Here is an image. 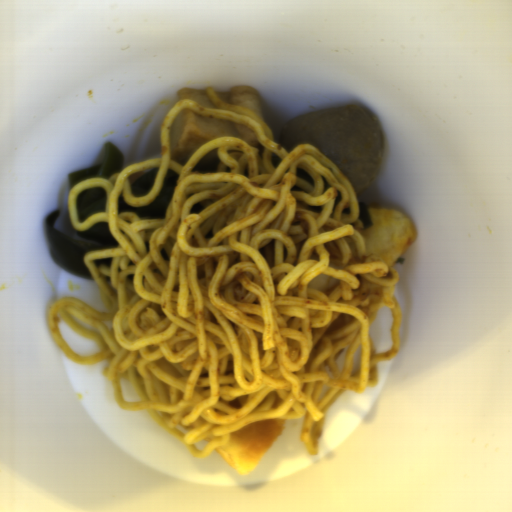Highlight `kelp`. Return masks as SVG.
I'll use <instances>...</instances> for the list:
<instances>
[{
  "instance_id": "kelp-1",
  "label": "kelp",
  "mask_w": 512,
  "mask_h": 512,
  "mask_svg": "<svg viewBox=\"0 0 512 512\" xmlns=\"http://www.w3.org/2000/svg\"><path fill=\"white\" fill-rule=\"evenodd\" d=\"M61 211L54 210L46 218L48 252L54 261L74 277L96 280L86 265V253L100 250L75 240L56 228Z\"/></svg>"
},
{
  "instance_id": "kelp-2",
  "label": "kelp",
  "mask_w": 512,
  "mask_h": 512,
  "mask_svg": "<svg viewBox=\"0 0 512 512\" xmlns=\"http://www.w3.org/2000/svg\"><path fill=\"white\" fill-rule=\"evenodd\" d=\"M124 170V151L111 142L101 148L92 166L70 173L68 175L72 188L84 179L107 178L111 179Z\"/></svg>"
},
{
  "instance_id": "kelp-3",
  "label": "kelp",
  "mask_w": 512,
  "mask_h": 512,
  "mask_svg": "<svg viewBox=\"0 0 512 512\" xmlns=\"http://www.w3.org/2000/svg\"><path fill=\"white\" fill-rule=\"evenodd\" d=\"M179 177L178 172L171 168L168 169L157 197L146 206H132L125 201L123 195H120L118 197L117 214L121 212H135L141 219L163 220L166 218V213L174 196Z\"/></svg>"
},
{
  "instance_id": "kelp-4",
  "label": "kelp",
  "mask_w": 512,
  "mask_h": 512,
  "mask_svg": "<svg viewBox=\"0 0 512 512\" xmlns=\"http://www.w3.org/2000/svg\"><path fill=\"white\" fill-rule=\"evenodd\" d=\"M78 221L84 222L99 212H106L107 193L102 187L81 191L76 199Z\"/></svg>"
},
{
  "instance_id": "kelp-5",
  "label": "kelp",
  "mask_w": 512,
  "mask_h": 512,
  "mask_svg": "<svg viewBox=\"0 0 512 512\" xmlns=\"http://www.w3.org/2000/svg\"><path fill=\"white\" fill-rule=\"evenodd\" d=\"M76 232L80 238L98 243L106 249L118 247L120 244L110 232L108 222L106 221L97 222L85 230H76Z\"/></svg>"
},
{
  "instance_id": "kelp-6",
  "label": "kelp",
  "mask_w": 512,
  "mask_h": 512,
  "mask_svg": "<svg viewBox=\"0 0 512 512\" xmlns=\"http://www.w3.org/2000/svg\"><path fill=\"white\" fill-rule=\"evenodd\" d=\"M158 173V167H154L143 174L130 186L132 195L137 197L146 196L151 191Z\"/></svg>"
},
{
  "instance_id": "kelp-7",
  "label": "kelp",
  "mask_w": 512,
  "mask_h": 512,
  "mask_svg": "<svg viewBox=\"0 0 512 512\" xmlns=\"http://www.w3.org/2000/svg\"><path fill=\"white\" fill-rule=\"evenodd\" d=\"M357 204H358L359 218H360V221L362 224V232H363L365 230H368L370 227H372L374 225V220H373L372 215L365 203L357 200Z\"/></svg>"
}]
</instances>
